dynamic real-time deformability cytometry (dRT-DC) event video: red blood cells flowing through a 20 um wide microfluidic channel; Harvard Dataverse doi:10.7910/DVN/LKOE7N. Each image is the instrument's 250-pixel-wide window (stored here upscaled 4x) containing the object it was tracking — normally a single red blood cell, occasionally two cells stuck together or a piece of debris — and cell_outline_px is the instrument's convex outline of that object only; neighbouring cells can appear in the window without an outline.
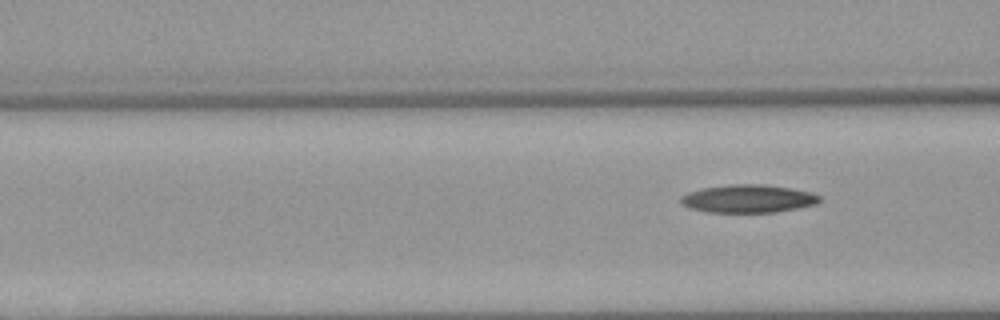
{"species": "Egyptian fruit bat (a non-hibernating species)", "species_latin": "Rousettus aegyptiacus", "temperature_condition": "warm", "stored_images_in_passage": 6, "segment_of_instrument_passage": [2, 2], "camera_frame_rate_fps": 3000, "um_per_image_px": 0.085, "animal": {"sex": "female"}, "frame": {"image": 1, "passage_image": 6, "time_ms": 6.667, "image_size_px": [1000, 320], "cell_outline_px": [[824, 200], [816, 204], [776, 212], [708, 212], [688, 208], [680, 204], [680, 196], [688, 192], [704, 188], [728, 184], [764, 184], [792, 188], [812, 192], [820, 196]], "centroid_in_image_um": [63.6, 16.88], "position_along_channel_um": 103.0, "area_um2": 22.89}}